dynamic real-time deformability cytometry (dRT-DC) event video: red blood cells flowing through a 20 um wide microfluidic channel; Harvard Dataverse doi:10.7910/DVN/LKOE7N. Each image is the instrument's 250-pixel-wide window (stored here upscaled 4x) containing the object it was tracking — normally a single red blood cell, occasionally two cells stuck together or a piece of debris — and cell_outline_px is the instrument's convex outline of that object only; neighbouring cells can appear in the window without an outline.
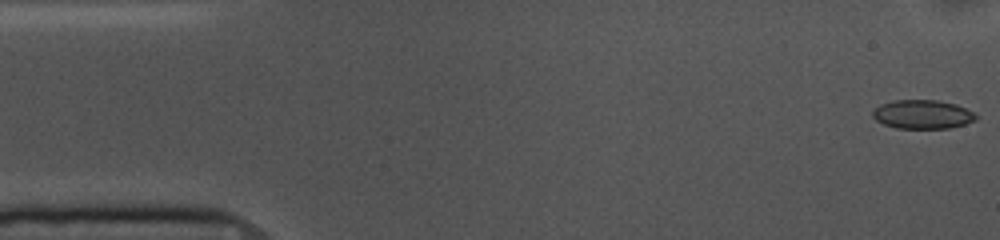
{"species": "common noctule bat (a hibernating species)", "species_latin": "Nyctalus noctula", "temperature_condition": "cold", "stored_images_in_passage": 54, "camera_frame_rate_fps": 3000, "um_per_image_px": 0.085, "animal": {"sex": "female", "body_mass_g": 10.0, "forearm_length_mm": 53.1}, "frame": {"image": 1, "passage_image": 1, "time_ms": 0.0, "image_size_px": [1000, 240], "cell_outline_px": [[980, 116], [976, 120], [964, 124], [948, 128], [896, 128], [884, 124], [876, 120], [872, 116], [872, 112], [880, 104], [896, 100], [936, 100], [956, 104]], "centroid_in_image_um": [78.42, 9.72], "position_along_channel_um": 6.6, "area_um2": 17.28}}
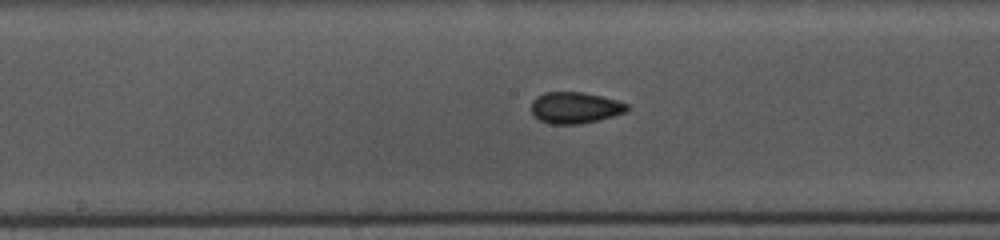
{"frame": {"image": 2, "passage_image": 26, "time_ms": 8.333, "image_size_px": [1000, 240], "cell_outline_px": [[628, 112], [600, 120], [580, 124], [552, 124], [540, 120], [532, 116], [532, 100], [536, 96], [544, 92], [580, 92], [600, 96], [616, 100], [628, 104]], "centroid_in_image_um": [48.87, 9.16], "position_along_channel_um": 199.3, "area_um2": 17.63}}
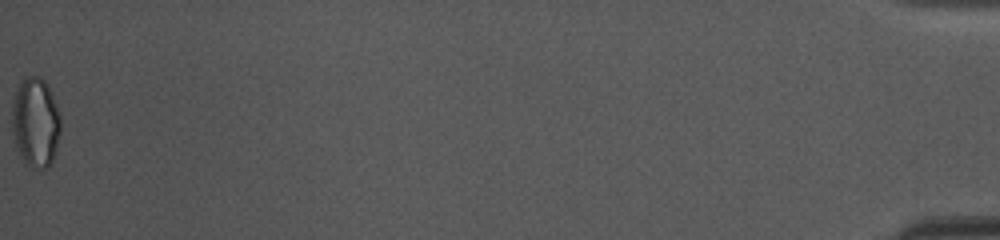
{"frame": {"image": 3, "passage_image": 54, "time_ms": 17.667, "image_size_px": [1000, 240], "cell_outline_px": [[60, 132], [56, 152], [48, 168], [32, 168], [24, 164], [16, 144], [12, 132], [12, 100], [24, 76], [40, 76], [48, 84], [56, 104], [60, 116]], "centroid_in_image_um": [3.02, 10.4], "position_along_channel_um": 432.2, "area_um2": 25.61}, "authors_computed_cell_mechanics": {"area_um2": 17.3689, "velocity_mm_per_s": 3.6536, "shape_relaxation_time_tau1_ms": null, "shape_relaxation_time_tau2_ms": 2.3048, "deformation_change_tau1": null, "deformation_change_tau2": 0.0616}}